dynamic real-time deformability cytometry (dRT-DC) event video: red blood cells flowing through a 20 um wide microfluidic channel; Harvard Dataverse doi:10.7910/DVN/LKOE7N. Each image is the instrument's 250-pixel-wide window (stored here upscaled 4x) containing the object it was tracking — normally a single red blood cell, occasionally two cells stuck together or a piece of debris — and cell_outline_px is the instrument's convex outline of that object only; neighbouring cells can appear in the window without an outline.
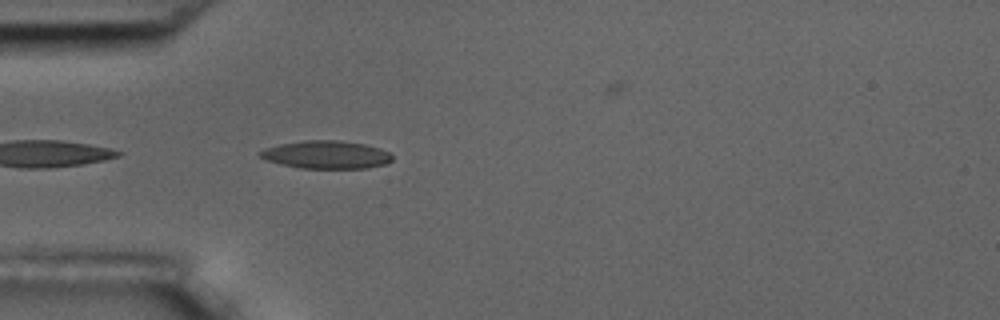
{"species": "common noctule bat (a hibernating species)", "species_latin": "Nyctalus noctula", "temperature_condition": "room temperature", "stored_images_in_passage": 10, "camera_frame_rate_fps": 3000, "um_per_image_px": 0.085, "animal": {"sex": "male", "body_mass_g": 17.5, "forearm_length_mm": 52.3}, "frame": {"image": 1, "passage_image": 2, "time_ms": 0.333, "image_size_px": [1000, 320], "cell_outline_px": [[392, 160], [388, 164], [364, 168], [300, 168], [280, 164], [268, 160], [260, 156], [256, 152], [264, 148], [280, 144], [304, 140], [340, 140], [364, 144], [380, 148], [388, 152], [392, 156]], "centroid_in_image_um": [27.73, 13.14], "position_along_channel_um": 57.3, "area_um2": 21.56}}